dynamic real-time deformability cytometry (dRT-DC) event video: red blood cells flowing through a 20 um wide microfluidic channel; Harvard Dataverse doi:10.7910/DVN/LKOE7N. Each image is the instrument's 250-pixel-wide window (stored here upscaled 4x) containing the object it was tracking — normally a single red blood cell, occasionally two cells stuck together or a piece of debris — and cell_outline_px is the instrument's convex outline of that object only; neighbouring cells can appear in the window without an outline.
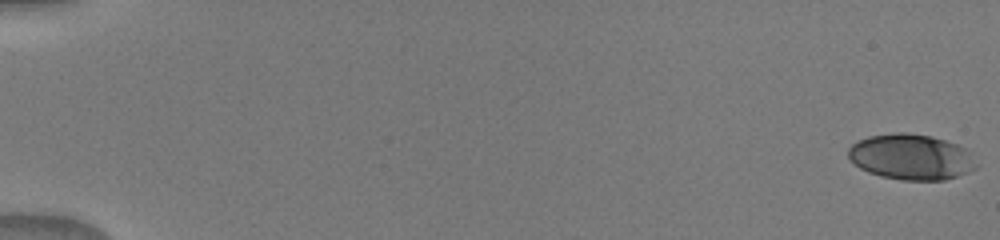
{"species": "human", "species_latin": "Homo sapiens", "temperature_condition": "warm", "stored_images_in_passage": 13, "camera_frame_rate_fps": 3000, "um_per_image_px": 0.085, "donor": {"sex": "male"}, "frame": {"image": 1, "passage_image": 1, "time_ms": 0.0, "image_size_px": [1000, 240], "cell_outline_px": [[976, 168], [968, 172], [944, 180], [900, 180], [880, 176], [868, 172], [860, 168], [848, 156], [848, 148], [852, 144], [868, 136], [896, 132], [908, 132], [932, 136], [956, 144], [972, 152], [976, 164]], "centroid_in_image_um": [77.45, 13.33], "position_along_channel_um": 7.6, "area_um2": 34.1}}
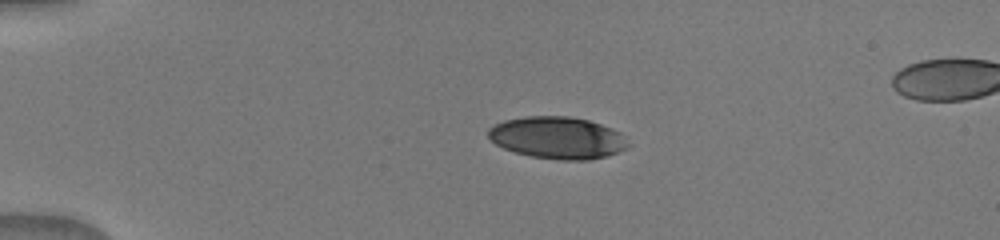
{"frame": {"image": 2, "passage_image": 8, "time_ms": 4.0, "image_size_px": [1000, 240], "cell_outline_px": [[632, 144], [628, 148], [608, 156], [588, 160], [560, 160], [532, 156], [516, 152], [504, 148], [496, 144], [488, 136], [488, 128], [504, 120], [524, 116], [572, 116], [588, 120], [612, 128], [620, 132]], "centroid_in_image_um": [47.44, 11.7], "position_along_channel_um": 37.6, "area_um2": 34.45}}
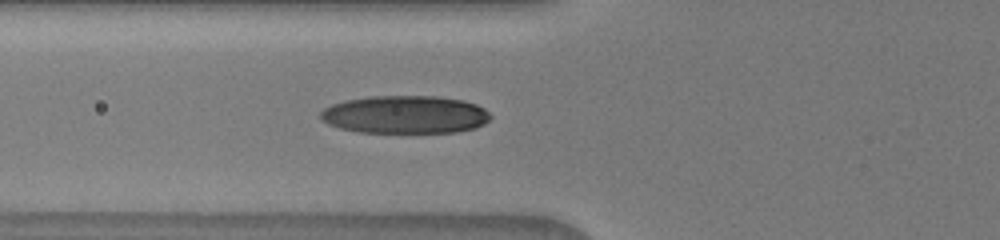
{"frame": {"image": 3, "passage_image": 13, "time_ms": 6.667, "image_size_px": [1000, 240], "cell_outline_px": [[492, 116], [484, 124], [476, 128], [456, 132], [360, 132], [340, 128], [328, 124], [320, 120], [320, 112], [324, 108], [332, 104], [344, 100], [368, 96], [440, 96], [464, 100], [476, 104], [484, 108]], "centroid_in_image_um": [34.43, 9.73], "position_along_channel_um": 91.4, "area_um2": 37.8}}